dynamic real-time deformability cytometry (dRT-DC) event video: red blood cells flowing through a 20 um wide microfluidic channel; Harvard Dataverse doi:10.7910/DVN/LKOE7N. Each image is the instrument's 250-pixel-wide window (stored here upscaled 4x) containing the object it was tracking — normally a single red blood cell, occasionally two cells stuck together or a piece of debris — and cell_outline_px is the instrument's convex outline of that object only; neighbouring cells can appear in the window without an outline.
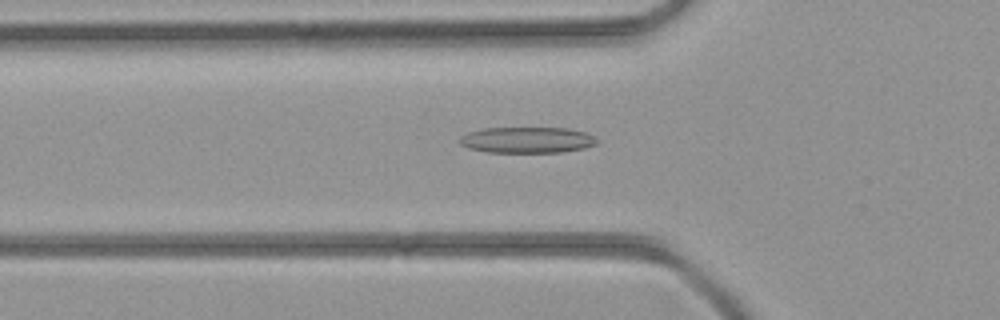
{"species": "common noctule bat (a hibernating species)", "species_latin": "Nyctalus noctula", "temperature_condition": "room temperature", "stored_images_in_passage": 34, "camera_frame_rate_fps": 3000, "um_per_image_px": 0.085, "animal": {"sex": "female", "body_mass_g": 21.9}, "frame": {"image": 1, "passage_image": 6, "time_ms": 1.667, "image_size_px": [1000, 320], "cell_outline_px": [[600, 140], [596, 144], [584, 148], [560, 152], [488, 152], [468, 148], [460, 144], [460, 136], [468, 132], [484, 128], [568, 128], [588, 132], [596, 136]], "centroid_in_image_um": [44.85, 11.89], "position_along_channel_um": 80.9, "area_um2": 20.98}}
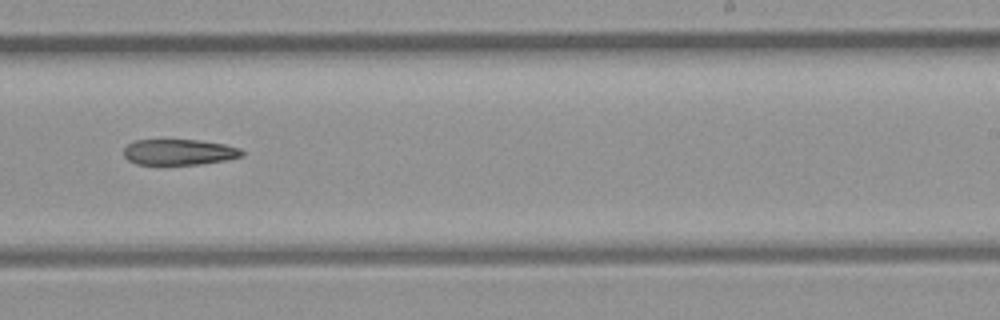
{"frame": {"image": 2, "passage_image": 18, "time_ms": 5.667, "image_size_px": [1000, 320], "cell_outline_px": [[244, 156], [228, 160], [200, 164], [136, 164], [128, 160], [124, 156], [124, 148], [132, 140], [200, 140], [224, 144], [240, 148], [244, 152]], "centroid_in_image_um": [15.24, 12.92], "position_along_channel_um": 273.8, "area_um2": 17.86}}
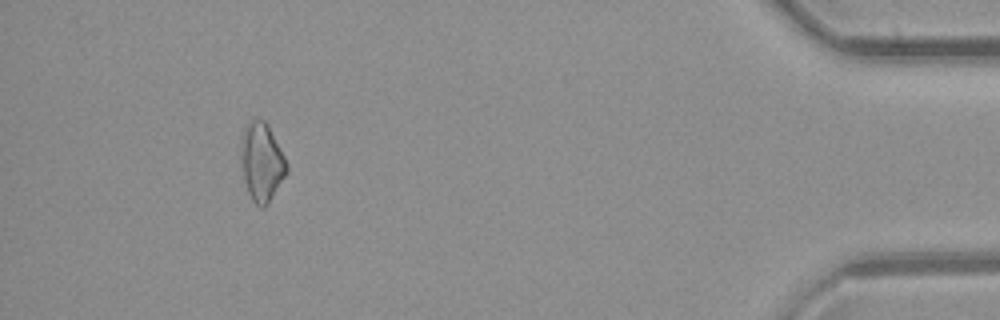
{"frame": {"image": 3, "passage_image": 31, "time_ms": 10.0, "image_size_px": [1000, 320], "cell_outline_px": [[288, 172], [268, 204], [264, 208], [256, 204], [252, 200], [248, 192], [244, 180], [240, 160], [240, 140], [244, 128], [252, 116], [264, 120], [268, 124], [288, 164]], "centroid_in_image_um": [22.23, 13.73], "position_along_channel_um": 413.0, "area_um2": 21.33}}